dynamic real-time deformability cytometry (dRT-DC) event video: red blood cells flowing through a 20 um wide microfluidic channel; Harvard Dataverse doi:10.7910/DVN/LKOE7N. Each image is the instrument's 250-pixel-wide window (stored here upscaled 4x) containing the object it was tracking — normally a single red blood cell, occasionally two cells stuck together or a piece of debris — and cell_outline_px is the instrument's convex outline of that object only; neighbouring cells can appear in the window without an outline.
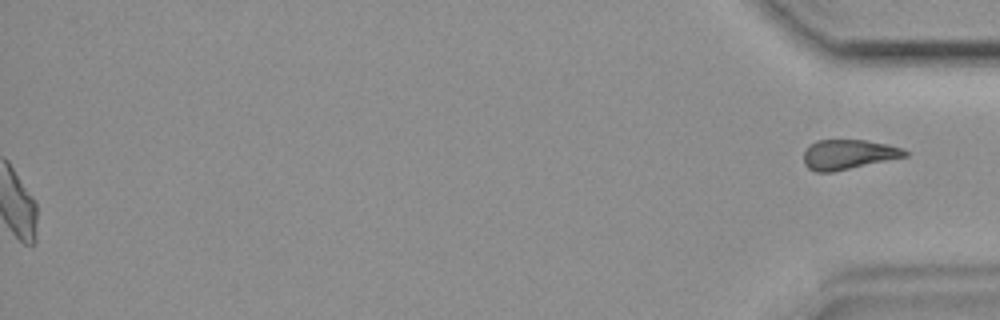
{"species": "common noctule bat (a hibernating species)", "species_latin": "Nyctalus noctula", "temperature_condition": "room temperature", "stored_images_in_passage": 47, "camera_frame_rate_fps": 3000, "um_per_image_px": 0.085, "animal": {"sex": "female", "body_mass_g": 19.9}, "frame": {"image": 1, "passage_image": 47, "time_ms": 15.333, "image_size_px": [1000, 320], "cell_outline_px": [[908, 156], [832, 172], [816, 172], [808, 168], [804, 164], [804, 152], [808, 144], [816, 140], [864, 140], [888, 144], [904, 148], [908, 152]], "centroid_in_image_um": [72.1, 13.12], "position_along_channel_um": 363.1, "area_um2": 17.69}}